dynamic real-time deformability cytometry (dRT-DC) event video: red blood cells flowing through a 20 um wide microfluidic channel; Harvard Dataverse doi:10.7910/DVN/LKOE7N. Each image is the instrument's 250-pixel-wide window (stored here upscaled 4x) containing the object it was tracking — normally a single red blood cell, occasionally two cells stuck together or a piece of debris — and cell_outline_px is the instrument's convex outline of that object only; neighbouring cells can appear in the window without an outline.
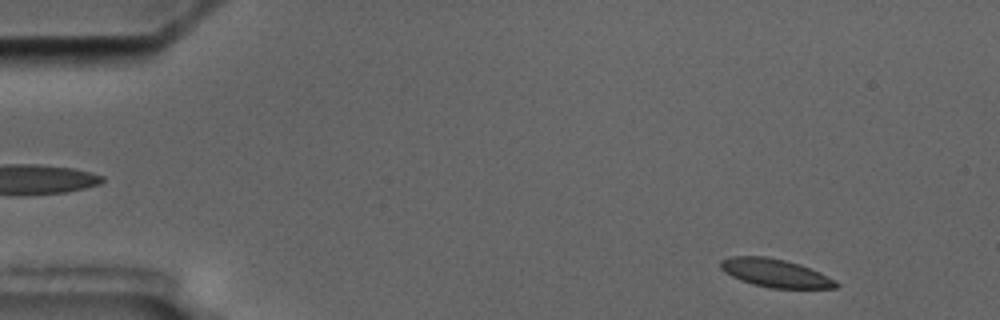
{"species": "common noctule bat (a hibernating species)", "species_latin": "Nyctalus noctula", "temperature_condition": "cold", "stored_images_in_passage": 5, "segment_of_instrument_passage": [1, 2], "camera_frame_rate_fps": 3000, "um_per_image_px": 0.085, "animal": {"sex": "male", "body_mass_g": 17.5, "forearm_length_mm": 52.3}, "frame": {"image": 1, "passage_image": 1, "time_ms": 0.0, "image_size_px": [1000, 320], "cell_outline_px": [[840, 284], [836, 288], [772, 288], [752, 284], [740, 280], [724, 272], [720, 268], [720, 260], [732, 256], [764, 256], [784, 260], [800, 264], [820, 272], [836, 280]], "centroid_in_image_um": [65.9, 23.21], "position_along_channel_um": 19.1, "area_um2": 19.02}}
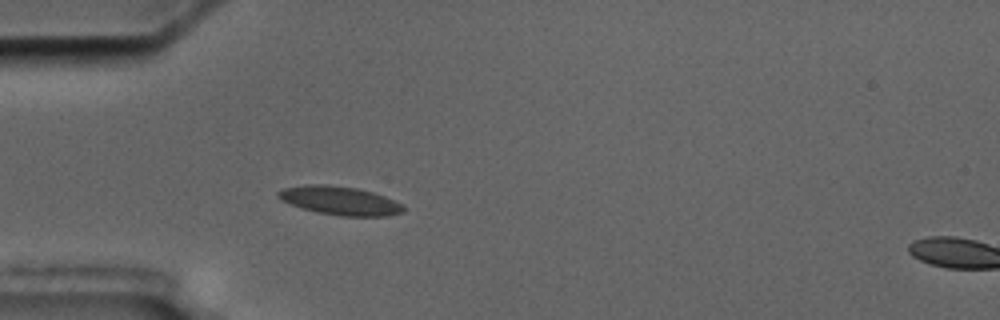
{"frame": {"image": 2, "passage_image": 4, "time_ms": 3.667, "image_size_px": [1000, 320], "cell_outline_px": [[404, 212], [388, 216], [340, 216], [316, 212], [300, 208], [280, 200], [276, 196], [276, 192], [284, 188], [308, 184], [324, 184], [356, 188], [372, 192], [384, 196], [404, 204]], "centroid_in_image_um": [28.87, 17.06], "position_along_channel_um": 56.1, "area_um2": 21.04}}